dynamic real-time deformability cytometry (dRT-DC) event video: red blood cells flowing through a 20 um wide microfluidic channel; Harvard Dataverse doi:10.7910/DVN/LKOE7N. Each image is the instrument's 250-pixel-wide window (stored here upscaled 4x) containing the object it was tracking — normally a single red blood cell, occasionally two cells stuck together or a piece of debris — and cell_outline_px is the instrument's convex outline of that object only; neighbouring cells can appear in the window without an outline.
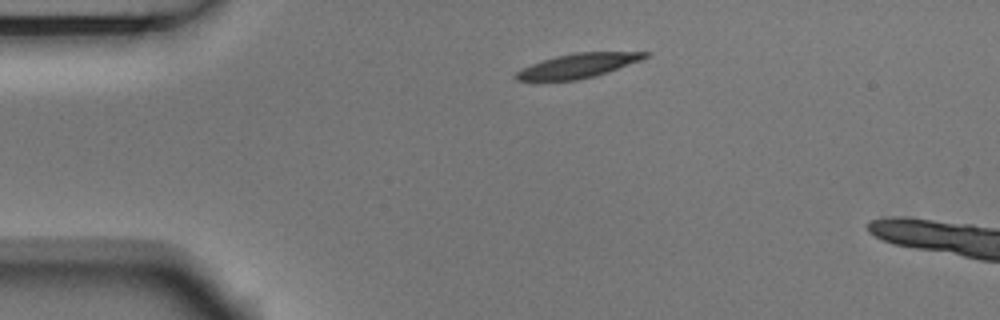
{"species": "Egyptian fruit bat (a non-hibernating species)", "species_latin": "Rousettus aegyptiacus", "temperature_condition": "room temperature", "stored_images_in_passage": 1, "camera_frame_rate_fps": 3000, "um_per_image_px": 0.085, "animal": {"sex": "male"}, "frame": {"image": 1, "passage_image": 1, "time_ms": 0.0, "image_size_px": [1000, 320], "cell_outline_px": [[652, 52], [648, 56], [640, 60], [592, 76], [576, 80], [516, 80], [512, 76], [520, 68], [556, 56], [572, 52]], "centroid_in_image_um": [49.06, 5.57], "position_along_channel_um": 35.9, "area_um2": 17.86}}